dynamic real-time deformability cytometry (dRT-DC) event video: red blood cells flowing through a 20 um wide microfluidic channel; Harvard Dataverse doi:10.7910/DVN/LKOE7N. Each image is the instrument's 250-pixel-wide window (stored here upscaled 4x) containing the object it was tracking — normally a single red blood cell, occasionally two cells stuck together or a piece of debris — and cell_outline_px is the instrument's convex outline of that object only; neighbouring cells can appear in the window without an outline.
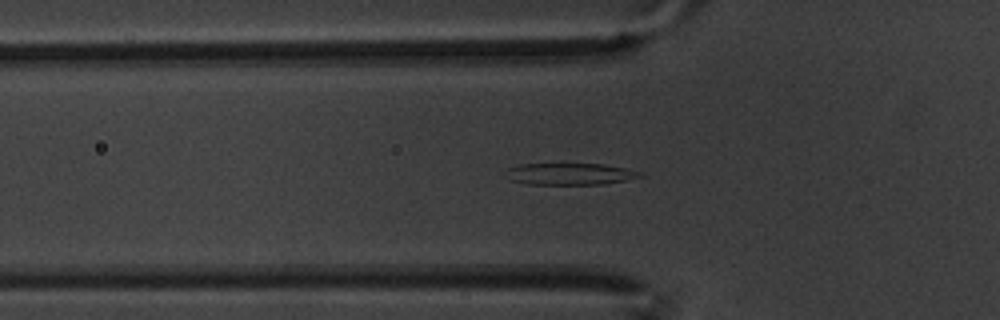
{"species": "common noctule bat (a hibernating species)", "species_latin": "Nyctalus noctula", "temperature_condition": "warm", "stored_images_in_passage": 61, "camera_frame_rate_fps": 3000, "um_per_image_px": 0.085, "animal": {"sex": "male", "body_mass_g": 20.1, "forearm_length_mm": 53.5}, "frame": {"image": 1, "passage_image": 21, "time_ms": 6.667, "image_size_px": [1000, 320], "cell_outline_px": [[644, 176], [604, 184], [528, 184], [508, 180], [508, 168], [520, 164], [604, 164], [624, 168], [640, 172]], "centroid_in_image_um": [48.43, 14.79], "position_along_channel_um": 77.4, "area_um2": 16.76}}
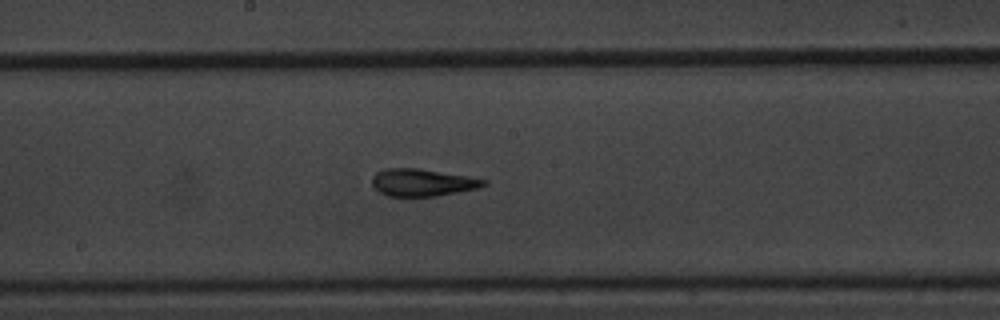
{"frame": {"image": 2, "passage_image": 33, "time_ms": 10.667, "image_size_px": [1000, 320], "cell_outline_px": [[488, 184], [476, 188], [436, 196], [388, 196], [380, 192], [372, 184], [372, 176], [376, 172], [384, 168], [420, 168], [488, 180]], "centroid_in_image_um": [35.87, 15.5], "position_along_channel_um": 212.3, "area_um2": 17.63}}
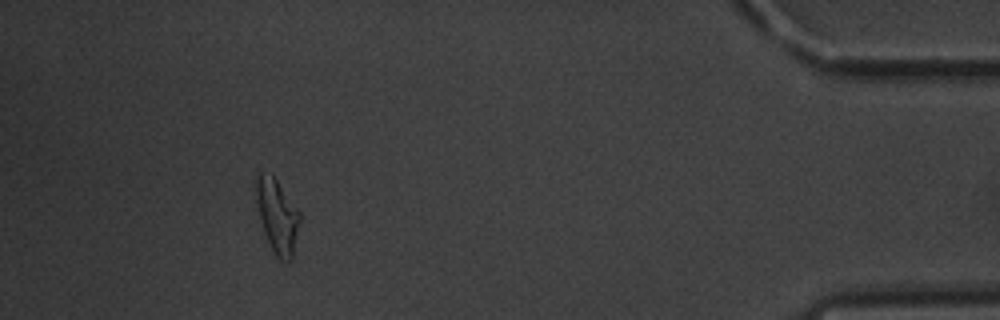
{"frame": {"image": 3, "passage_image": 56, "time_ms": 18.333, "image_size_px": [1000, 320], "cell_outline_px": [[300, 220], [292, 260], [280, 260], [276, 256], [264, 232], [260, 220], [252, 188], [256, 176], [260, 172], [272, 172], [300, 212]], "centroid_in_image_um": [23.52, 18.26], "position_along_channel_um": 411.7, "area_um2": 19.31}, "authors_computed_cell_mechanics": {"area_um2": 18.4382, "velocity_mm_per_s": 3.3372, "shape_relaxation_time_tau1_ms": 4.7994, "shape_relaxation_time_tau2_ms": 2.0608, "deformation_change_tau1": 0.1888, "deformation_change_tau2": 0.1201}}